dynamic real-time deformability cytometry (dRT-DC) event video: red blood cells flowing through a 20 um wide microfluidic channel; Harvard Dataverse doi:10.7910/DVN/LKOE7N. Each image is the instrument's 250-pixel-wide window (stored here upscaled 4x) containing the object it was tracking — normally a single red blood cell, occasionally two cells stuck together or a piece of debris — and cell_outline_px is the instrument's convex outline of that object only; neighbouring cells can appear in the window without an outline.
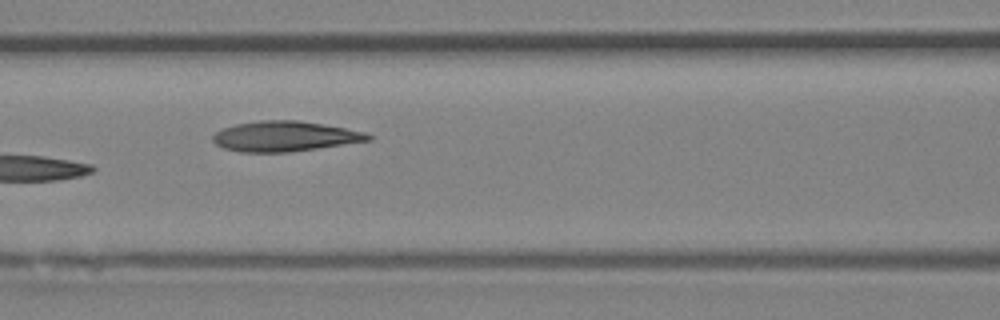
{"species": "Egyptian fruit bat (a non-hibernating species)", "species_latin": "Rousettus aegyptiacus", "temperature_condition": "room temperature", "stored_images_in_passage": 7, "camera_frame_rate_fps": 3000, "um_per_image_px": 0.085, "animal": {"sex": "female"}, "frame": {"image": 1, "passage_image": 6, "time_ms": 1.667, "image_size_px": [1000, 320], "cell_outline_px": [[372, 140], [288, 152], [240, 152], [224, 148], [216, 144], [212, 140], [212, 136], [220, 128], [236, 124], [260, 120], [300, 120], [324, 124], [364, 132], [372, 136]], "centroid_in_image_um": [24.16, 11.58], "position_along_channel_um": 142.4, "area_um2": 27.28}}
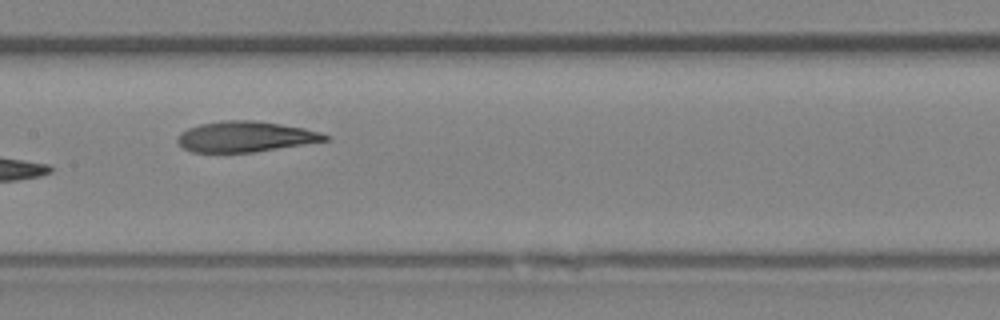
{"frame": {"image": 2, "passage_image": 7, "time_ms": 2.0, "image_size_px": [1000, 320], "cell_outline_px": [[332, 136], [328, 140], [252, 152], [192, 152], [184, 148], [176, 140], [180, 132], [188, 128], [200, 124], [220, 120], [252, 120], [280, 124], [304, 128], [320, 132]], "centroid_in_image_um": [20.84, 11.6], "position_along_channel_um": 186.6, "area_um2": 26.13}}